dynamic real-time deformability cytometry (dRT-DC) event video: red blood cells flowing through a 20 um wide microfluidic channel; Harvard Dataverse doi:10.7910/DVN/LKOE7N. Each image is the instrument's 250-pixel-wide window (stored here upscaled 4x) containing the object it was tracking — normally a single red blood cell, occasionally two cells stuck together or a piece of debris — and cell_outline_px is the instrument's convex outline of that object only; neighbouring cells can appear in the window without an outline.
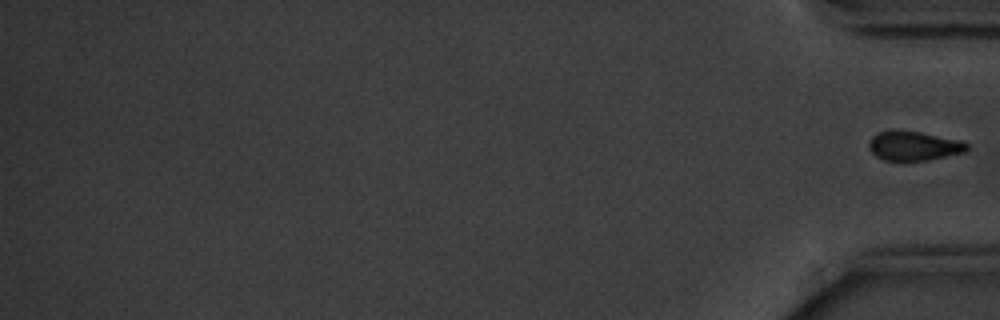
{"species": "common noctule bat (a hibernating species)", "species_latin": "Nyctalus noctula", "temperature_condition": "cold", "stored_images_in_passage": 16, "segment_of_instrument_passage": [2, 2], "camera_frame_rate_fps": 3000, "um_per_image_px": 0.085, "animal": {"sex": "male", "body_mass_g": 20.1, "forearm_length_mm": 53.5}, "frame": {"image": 1, "passage_image": 16, "time_ms": 19.333, "image_size_px": [1000, 320], "cell_outline_px": [[968, 148], [964, 152], [928, 160], [904, 164], [884, 160], [876, 156], [872, 152], [868, 144], [868, 140], [876, 132], [920, 132], [964, 140], [968, 144]], "centroid_in_image_um": [77.68, 12.45], "position_along_channel_um": 357.5, "area_um2": 17.11}}